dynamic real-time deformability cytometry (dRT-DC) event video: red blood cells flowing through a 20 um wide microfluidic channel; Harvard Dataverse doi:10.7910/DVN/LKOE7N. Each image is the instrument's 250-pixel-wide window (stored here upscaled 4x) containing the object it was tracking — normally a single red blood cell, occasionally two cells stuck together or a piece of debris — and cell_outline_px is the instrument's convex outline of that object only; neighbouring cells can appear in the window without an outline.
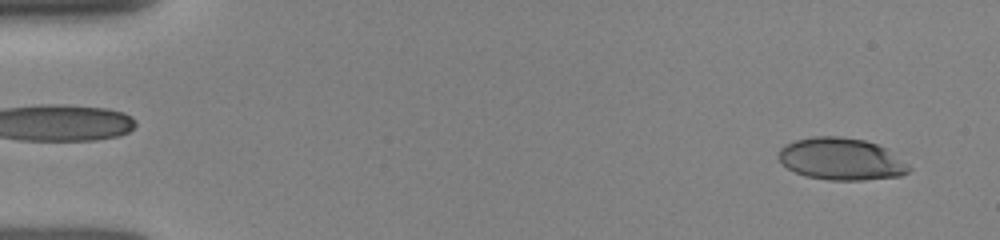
{"species": "human", "species_latin": "Homo sapiens", "temperature_condition": "room temperature", "stored_images_in_passage": 25, "camera_frame_rate_fps": 3000, "um_per_image_px": 0.085, "donor": {"sex": "female"}, "frame": {"image": 1, "passage_image": 2, "time_ms": 0.333, "image_size_px": [1000, 240], "cell_outline_px": [[912, 168], [908, 172], [900, 176], [864, 180], [828, 180], [804, 176], [788, 168], [776, 156], [780, 148], [796, 140], [812, 136], [840, 136], [864, 140], [888, 148], [908, 164]], "centroid_in_image_um": [71.52, 13.52], "position_along_channel_um": 13.5, "area_um2": 32.14}}
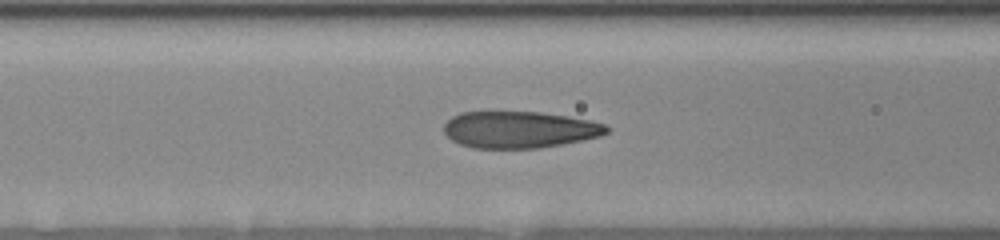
{"frame": {"image": 2, "passage_image": 15, "time_ms": 6.0, "image_size_px": [1000, 240], "cell_outline_px": [[608, 132], [600, 136], [560, 144], [536, 148], [472, 148], [460, 144], [452, 140], [444, 132], [444, 124], [452, 116], [460, 112], [540, 112], [568, 116], [588, 120], [604, 124], [608, 128]], "centroid_in_image_um": [44.11, 11.01], "position_along_channel_um": 122.5, "area_um2": 34.56}}
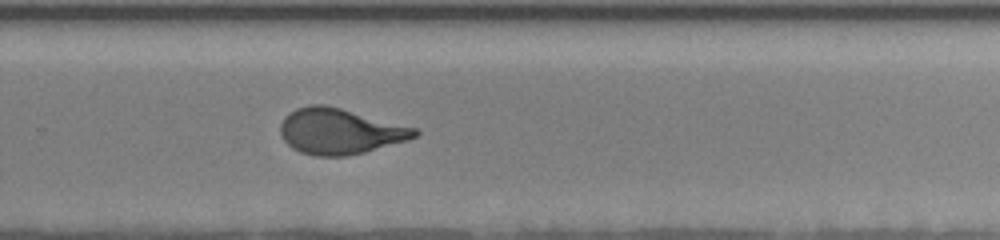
{"frame": {"image": 3, "passage_image": 25, "time_ms": 10.333, "image_size_px": [1000, 240], "cell_outline_px": [[420, 132], [416, 136], [408, 140], [364, 152], [348, 156], [316, 156], [300, 152], [292, 148], [284, 140], [280, 132], [280, 124], [284, 116], [296, 108], [308, 104], [328, 104], [416, 128]], "centroid_in_image_um": [28.86, 11.15], "position_along_channel_um": 300.9, "area_um2": 35.95}}